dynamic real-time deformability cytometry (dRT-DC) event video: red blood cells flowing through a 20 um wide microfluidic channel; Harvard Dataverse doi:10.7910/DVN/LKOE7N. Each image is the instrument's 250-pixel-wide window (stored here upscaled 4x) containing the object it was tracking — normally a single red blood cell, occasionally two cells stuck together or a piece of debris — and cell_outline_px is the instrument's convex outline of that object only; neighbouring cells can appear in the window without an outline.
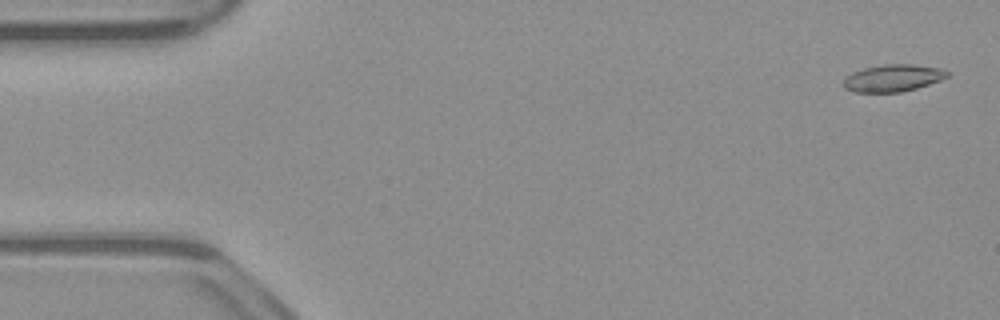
{"species": "common noctule bat (a hibernating species)", "species_latin": "Nyctalus noctula", "temperature_condition": "warm", "stored_images_in_passage": 49, "camera_frame_rate_fps": 3000, "um_per_image_px": 0.085, "animal": {"sex": "male", "body_mass_g": 23.1, "forearm_length_mm": 52.7}, "frame": {"image": 1, "passage_image": 2, "time_ms": 0.333, "image_size_px": [1000, 320], "cell_outline_px": [[948, 76], [940, 80], [916, 88], [900, 92], [852, 92], [844, 88], [844, 80], [852, 72], [864, 68], [884, 64], [912, 64], [940, 68], [948, 72]], "centroid_in_image_um": [75.88, 6.63], "position_along_channel_um": 9.1, "area_um2": 16.24}}
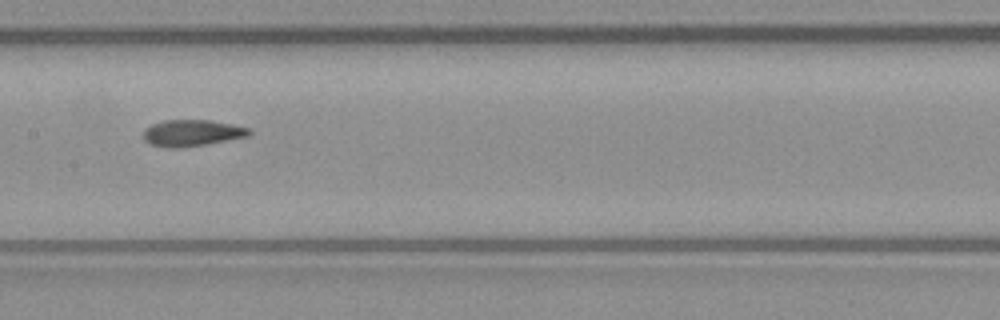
{"frame": {"image": 2, "passage_image": 26, "time_ms": 8.333, "image_size_px": [1000, 320], "cell_outline_px": [[252, 132], [248, 136], [204, 144], [176, 148], [168, 148], [152, 144], [144, 140], [144, 128], [152, 124], [164, 120], [208, 120], [232, 124], [252, 128]], "centroid_in_image_um": [16.32, 11.29], "position_along_channel_um": 191.1, "area_um2": 16.18}}
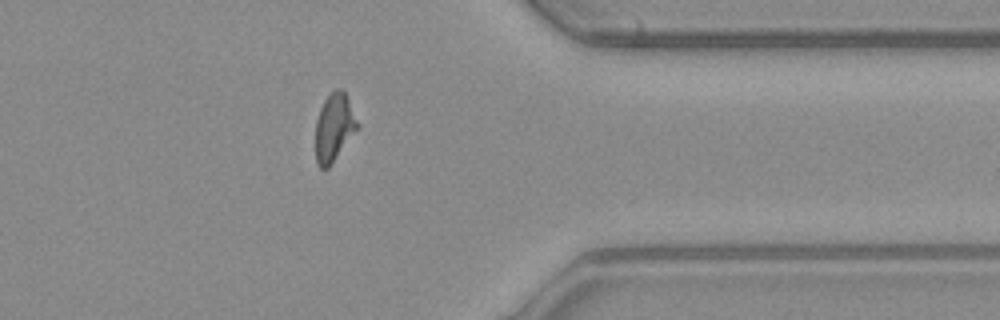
{"frame": {"image": 3, "passage_image": 42, "time_ms": 13.667, "image_size_px": [1000, 320], "cell_outline_px": [[360, 124], [332, 164], [328, 168], [320, 168], [316, 164], [316, 120], [320, 108], [324, 100], [336, 88], [340, 88], [344, 92]], "centroid_in_image_um": [28.39, 10.85], "position_along_channel_um": 383.0, "area_um2": 16.36}, "authors_computed_cell_mechanics": {"area_um2": 16.5308, "velocity_mm_per_s": 3.8943, "shape_relaxation_time_tau1_ms": null, "shape_relaxation_time_tau2_ms": 2.2516, "deformation_change_tau1": null, "deformation_change_tau2": 0.0891}}